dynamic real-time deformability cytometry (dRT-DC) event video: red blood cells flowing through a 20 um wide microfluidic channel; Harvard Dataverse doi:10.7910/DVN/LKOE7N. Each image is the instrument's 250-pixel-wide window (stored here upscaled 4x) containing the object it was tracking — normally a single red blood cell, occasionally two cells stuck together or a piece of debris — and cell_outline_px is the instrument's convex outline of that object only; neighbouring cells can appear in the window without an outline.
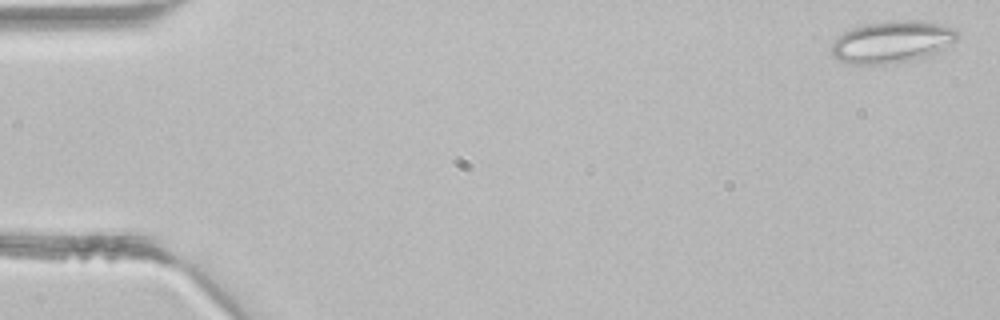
{"species": "common noctule bat (a hibernating species)", "species_latin": "Nyctalus noctula", "temperature_condition": "room temperature", "stored_images_in_passage": 3, "camera_frame_rate_fps": 3000, "um_per_image_px": 0.085, "animal": {"sex": "male", "body_mass_g": 21.5, "forearm_length_mm": 52.0}, "frame": {"image": 1, "passage_image": 1, "time_ms": 0.0, "image_size_px": [1000, 320], "cell_outline_px": [[960, 36], [956, 40], [932, 56], [888, 64], [848, 64], [836, 60], [832, 56], [832, 40], [836, 36], [852, 28], [884, 20], [920, 20], [940, 24], [956, 28], [960, 32]], "centroid_in_image_um": [75.83, 3.56], "position_along_channel_um": 9.2, "area_um2": 31.44}}